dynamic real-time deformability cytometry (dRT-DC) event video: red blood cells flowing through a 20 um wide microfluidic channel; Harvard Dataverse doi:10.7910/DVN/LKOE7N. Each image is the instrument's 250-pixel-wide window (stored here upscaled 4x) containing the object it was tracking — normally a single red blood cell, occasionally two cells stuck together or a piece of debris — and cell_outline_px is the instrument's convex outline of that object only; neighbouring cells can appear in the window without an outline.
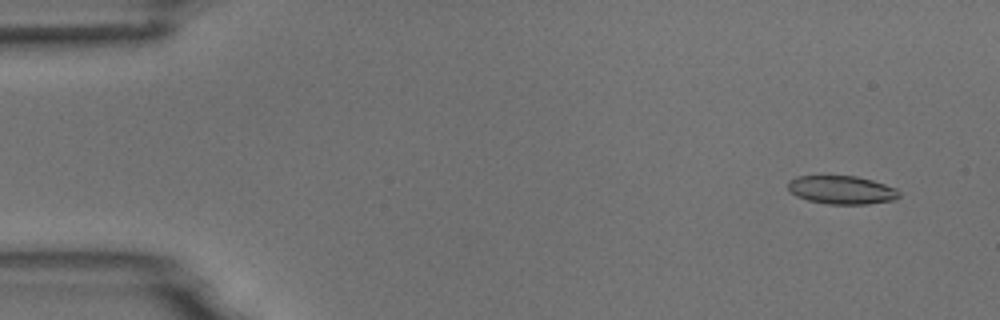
{"species": "common noctule bat (a hibernating species)", "species_latin": "Nyctalus noctula", "temperature_condition": "room temperature", "stored_images_in_passage": 54, "camera_frame_rate_fps": 3000, "um_per_image_px": 0.085, "animal": {"sex": "male", "body_mass_g": 18.8}, "frame": {"image": 1, "passage_image": 4, "time_ms": 1.0, "image_size_px": [1000, 320], "cell_outline_px": [[900, 196], [896, 200], [868, 204], [828, 204], [808, 200], [796, 196], [788, 188], [788, 180], [796, 176], [856, 176], [872, 180], [896, 188], [900, 192]], "centroid_in_image_um": [71.56, 16.14], "position_along_channel_um": 13.4, "area_um2": 18.44}}
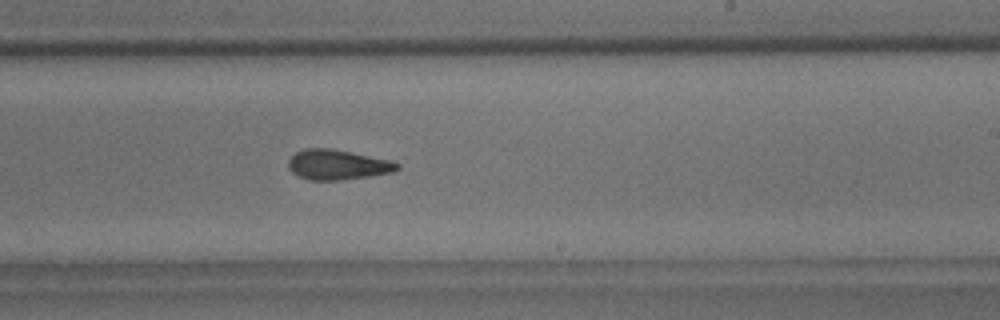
{"frame": {"image": 2, "passage_image": 33, "time_ms": 10.667, "image_size_px": [1000, 320], "cell_outline_px": [[400, 168], [392, 172], [368, 176], [340, 180], [308, 180], [292, 172], [288, 168], [288, 160], [296, 152], [304, 148], [332, 148], [392, 160], [400, 164]], "centroid_in_image_um": [28.69, 13.99], "position_along_channel_um": 260.3, "area_um2": 19.13}}
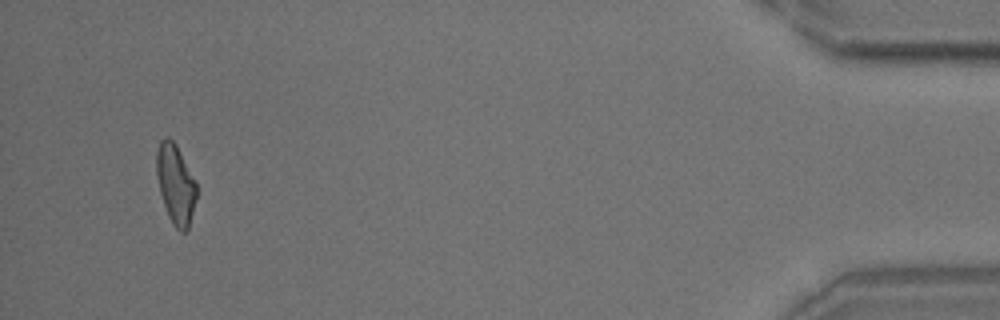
{"frame": {"image": 3, "passage_image": 52, "time_ms": 17.0, "image_size_px": [1000, 320], "cell_outline_px": [[196, 196], [188, 228], [184, 232], [180, 232], [172, 224], [168, 216], [160, 192], [156, 172], [156, 152], [160, 140], [164, 136], [168, 136], [176, 144], [196, 180]], "centroid_in_image_um": [14.91, 15.61], "position_along_channel_um": 420.3, "area_um2": 18.55}, "authors_computed_cell_mechanics": {"area_um2": 19.1029, "velocity_mm_per_s": 3.7262, "shape_relaxation_time_tau1_ms": 6.3757, "shape_relaxation_time_tau2_ms": 3.0211, "deformation_change_tau1": 0.1715, "deformation_change_tau2": 0.1169}}